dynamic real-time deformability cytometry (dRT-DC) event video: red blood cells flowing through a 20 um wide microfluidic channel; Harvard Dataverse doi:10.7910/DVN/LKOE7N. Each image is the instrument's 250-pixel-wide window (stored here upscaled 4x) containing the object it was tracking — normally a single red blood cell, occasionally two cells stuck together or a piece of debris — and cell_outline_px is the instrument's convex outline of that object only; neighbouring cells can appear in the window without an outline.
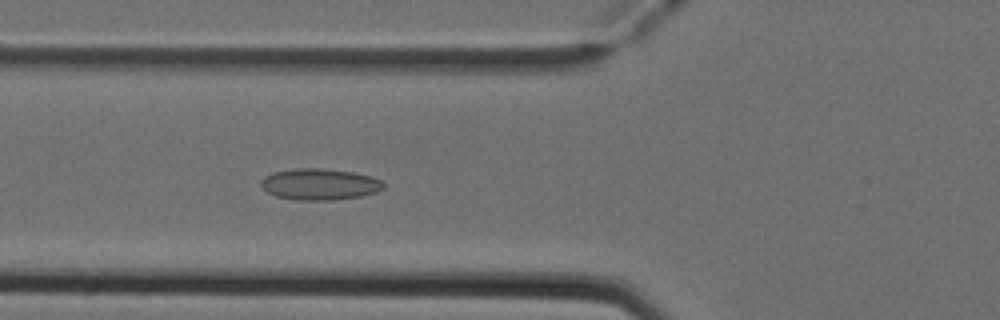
{"species": "Egyptian fruit bat (a non-hibernating species)", "species_latin": "Rousettus aegyptiacus", "temperature_condition": "cold", "stored_images_in_passage": 53, "camera_frame_rate_fps": 3000, "um_per_image_px": 0.085, "animal": {"sex": "female"}, "frame": {"image": 1, "passage_image": 20, "time_ms": 6.333, "image_size_px": [1000, 320], "cell_outline_px": [[384, 188], [376, 192], [360, 196], [332, 200], [300, 200], [276, 196], [268, 192], [260, 184], [260, 180], [264, 176], [272, 172], [296, 168], [320, 168], [352, 172], [372, 176], [380, 180], [384, 184]], "centroid_in_image_um": [27.16, 15.65], "position_along_channel_um": 98.6, "area_um2": 22.31}}
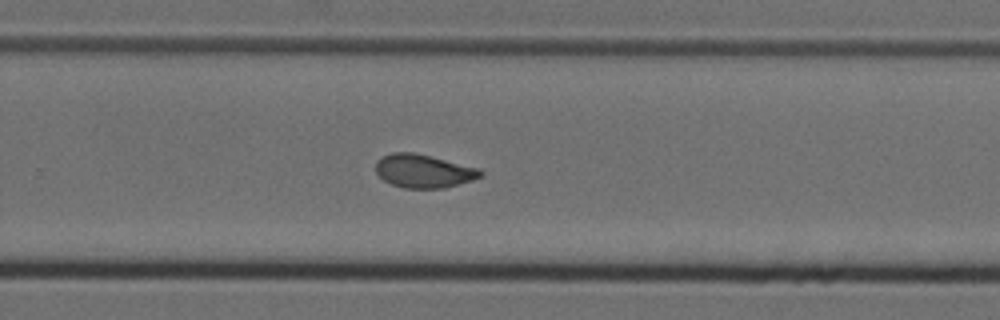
{"frame": {"image": 2, "passage_image": 35, "time_ms": 11.333, "image_size_px": [1000, 320], "cell_outline_px": [[484, 172], [480, 176], [472, 180], [444, 188], [404, 188], [392, 184], [384, 180], [376, 172], [376, 160], [380, 156], [392, 152], [416, 152], [480, 168]], "centroid_in_image_um": [35.99, 14.52], "position_along_channel_um": 293.8, "area_um2": 20.52}}
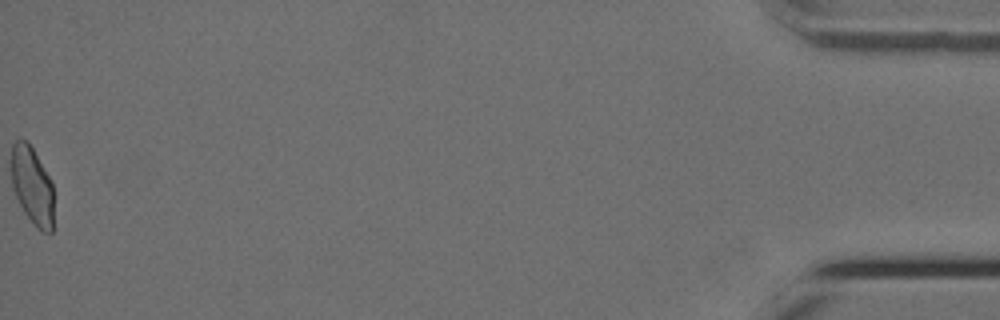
{"frame": {"image": 3, "passage_image": 53, "time_ms": 17.333, "image_size_px": [1000, 320], "cell_outline_px": [[52, 232], [44, 232], [36, 228], [24, 212], [12, 188], [12, 144], [16, 140], [28, 140], [48, 176], [52, 184]], "centroid_in_image_um": [2.72, 15.78], "position_along_channel_um": 432.5, "area_um2": 18.84}, "authors_computed_cell_mechanics": {"area_um2": 20.4612, "velocity_mm_per_s": 3.8943, "shape_relaxation_time_tau1_ms": null, "shape_relaxation_time_tau2_ms": 1.5367, "deformation_change_tau1": null, "deformation_change_tau2": 0.0609}}